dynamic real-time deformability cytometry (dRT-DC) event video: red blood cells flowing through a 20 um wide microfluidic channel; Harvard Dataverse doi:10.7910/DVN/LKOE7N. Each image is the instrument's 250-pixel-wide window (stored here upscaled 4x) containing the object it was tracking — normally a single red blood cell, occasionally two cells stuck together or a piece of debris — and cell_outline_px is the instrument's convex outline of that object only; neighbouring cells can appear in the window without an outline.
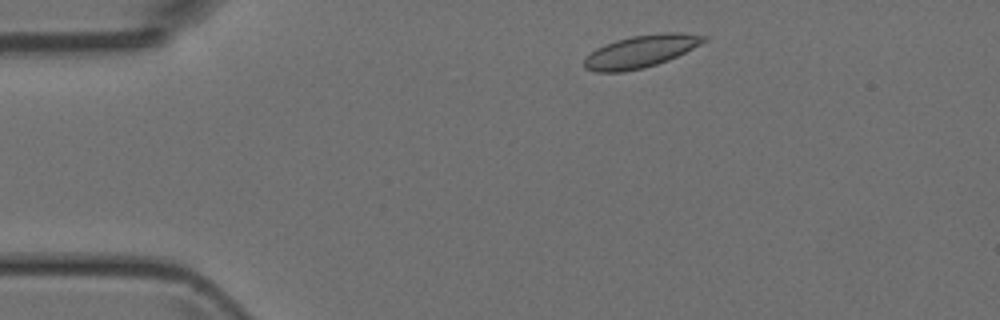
{"species": "Egyptian fruit bat (a non-hibernating species)", "species_latin": "Rousettus aegyptiacus", "temperature_condition": "room temperature", "stored_images_in_passage": 45, "camera_frame_rate_fps": 3000, "um_per_image_px": 0.085, "animal": {"sex": "female"}, "frame": {"image": 1, "passage_image": 4, "time_ms": 1.0, "image_size_px": [1000, 320], "cell_outline_px": [[708, 40], [668, 60], [644, 68], [620, 72], [596, 72], [584, 68], [584, 60], [596, 48], [616, 40], [632, 36], [660, 32], [680, 32], [708, 36]], "centroid_in_image_um": [54.48, 4.36], "position_along_channel_um": 30.5, "area_um2": 22.43}}
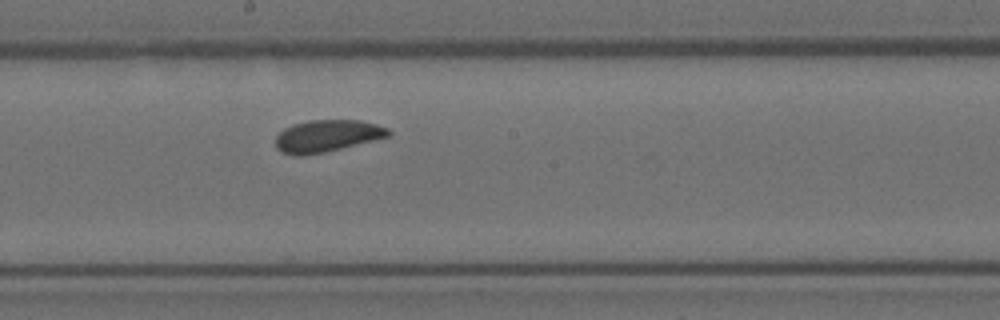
{"frame": {"image": 2, "passage_image": 22, "time_ms": 7.0, "image_size_px": [1000, 320], "cell_outline_px": [[392, 136], [324, 152], [304, 156], [296, 156], [284, 152], [276, 148], [276, 136], [284, 128], [292, 124], [308, 120], [360, 120], [376, 124], [388, 128], [392, 132]], "centroid_in_image_um": [27.82, 11.55], "position_along_channel_um": 220.4, "area_um2": 21.15}}
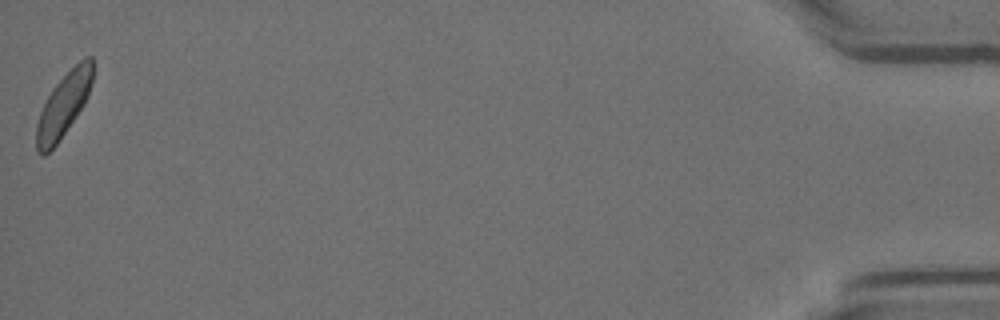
{"frame": {"image": 3, "passage_image": 45, "time_ms": 14.667, "image_size_px": [1000, 320], "cell_outline_px": [[92, 80], [88, 96], [84, 104], [56, 144], [44, 156], [40, 156], [36, 152], [36, 124], [40, 112], [52, 88], [80, 60], [88, 56], [92, 56]], "centroid_in_image_um": [5.38, 8.96], "position_along_channel_um": 429.8, "area_um2": 20.46}}